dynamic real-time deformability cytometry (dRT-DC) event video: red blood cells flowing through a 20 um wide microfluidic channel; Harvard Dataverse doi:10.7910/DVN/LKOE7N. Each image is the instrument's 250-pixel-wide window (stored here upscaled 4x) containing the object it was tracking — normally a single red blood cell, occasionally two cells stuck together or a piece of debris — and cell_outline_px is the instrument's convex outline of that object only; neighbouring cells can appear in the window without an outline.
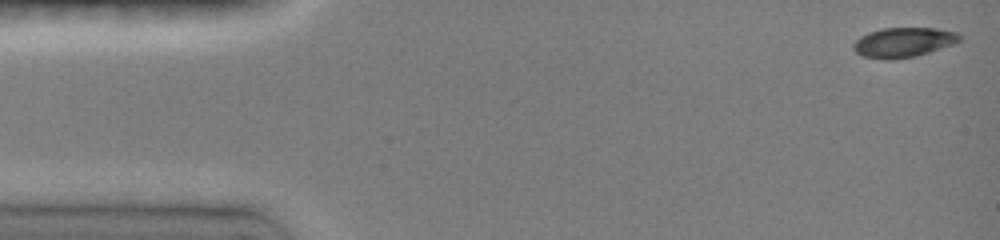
{"species": "common noctule bat (a hibernating species)", "species_latin": "Nyctalus noctula", "temperature_condition": "room temperature", "stored_images_in_passage": 5, "camera_frame_rate_fps": 3000, "um_per_image_px": 0.085, "animal": {"sex": "female", "body_mass_g": 19.0, "forearm_length_mm": 51.5}, "frame": {"image": 1, "passage_image": 1, "time_ms": 0.0, "image_size_px": [1000, 240], "cell_outline_px": [[964, 36], [960, 40], [952, 44], [916, 56], [892, 60], [888, 60], [864, 56], [856, 52], [852, 48], [852, 44], [860, 36], [868, 32], [884, 28], [936, 28], [956, 32]], "centroid_in_image_um": [76.78, 3.59], "position_along_channel_um": 8.2, "area_um2": 18.38}}
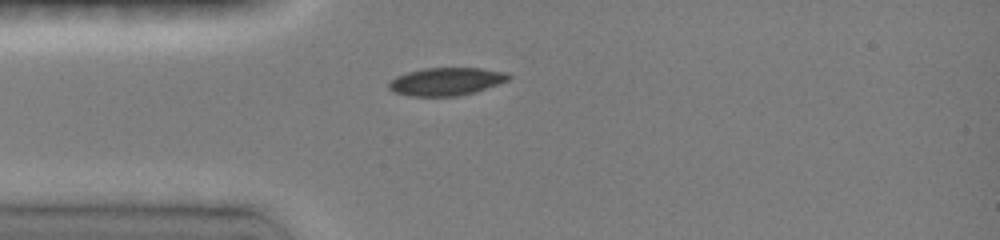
{"frame": {"image": 2, "passage_image": 5, "time_ms": 3.667, "image_size_px": [1000, 240], "cell_outline_px": [[512, 76], [508, 80], [476, 92], [456, 96], [412, 96], [396, 92], [388, 88], [388, 84], [396, 76], [408, 72], [424, 68], [480, 68], [508, 72]], "centroid_in_image_um": [37.96, 6.92], "position_along_channel_um": 47.0, "area_um2": 19.36}}